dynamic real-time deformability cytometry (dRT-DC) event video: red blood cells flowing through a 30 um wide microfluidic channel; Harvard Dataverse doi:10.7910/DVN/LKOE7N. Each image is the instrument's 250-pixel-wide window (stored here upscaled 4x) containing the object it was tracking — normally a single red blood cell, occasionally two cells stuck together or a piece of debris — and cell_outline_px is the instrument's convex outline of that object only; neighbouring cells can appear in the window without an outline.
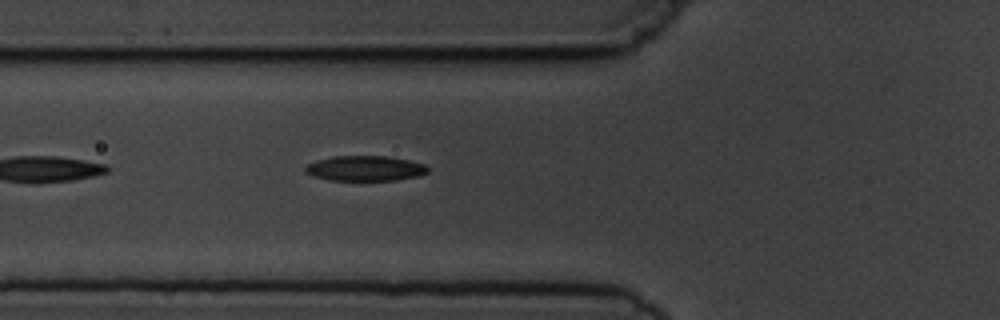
{"species": "common noctule bat (a hibernating species)", "species_latin": "Nyctalus noctula", "temperature_condition": "cold", "stored_images_in_passage": 6, "camera_frame_rate_fps": 3000, "um_per_image_px": 0.085, "animal": {"sex": "male", "body_mass_g": 19.5, "forearm_length_mm": 54.6}, "frame": {"image": 1, "passage_image": 6, "time_ms": 6.0, "image_size_px": [1000, 320], "cell_outline_px": [[428, 172], [420, 176], [396, 180], [328, 180], [304, 172], [304, 168], [308, 164], [316, 160], [332, 156], [392, 156], [424, 164], [428, 168]], "centroid_in_image_um": [31.05, 14.3], "position_along_channel_um": 94.8, "area_um2": 18.03}}